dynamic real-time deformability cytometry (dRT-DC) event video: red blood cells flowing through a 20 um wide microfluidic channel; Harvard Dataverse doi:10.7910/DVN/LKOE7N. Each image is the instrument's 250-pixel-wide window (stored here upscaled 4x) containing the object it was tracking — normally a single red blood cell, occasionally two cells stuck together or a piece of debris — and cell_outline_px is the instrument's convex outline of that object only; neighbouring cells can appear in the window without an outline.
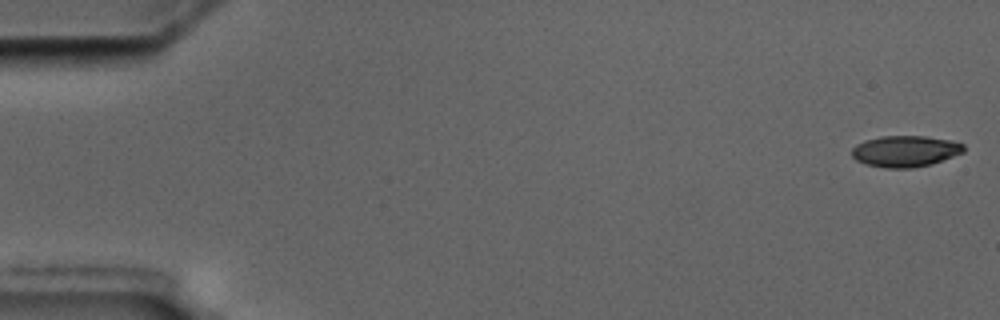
{"species": "common noctule bat (a hibernating species)", "species_latin": "Nyctalus noctula", "temperature_condition": "cold", "stored_images_in_passage": 6, "camera_frame_rate_fps": 3000, "um_per_image_px": 0.085, "animal": {"sex": "male", "body_mass_g": 17.5, "forearm_length_mm": 52.3}, "frame": {"image": 1, "passage_image": 1, "time_ms": 0.0, "image_size_px": [1000, 320], "cell_outline_px": [[964, 152], [932, 164], [912, 168], [884, 168], [864, 164], [856, 160], [852, 156], [852, 148], [856, 144], [864, 140], [880, 136], [924, 136], [952, 140], [964, 144]], "centroid_in_image_um": [76.93, 12.85], "position_along_channel_um": 8.1, "area_um2": 20.58}}
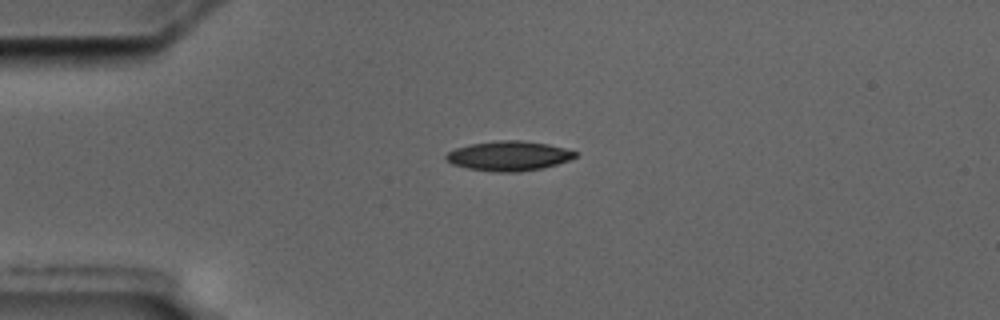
{"frame": {"image": 2, "passage_image": 4, "time_ms": 4.333, "image_size_px": [1000, 320], "cell_outline_px": [[576, 156], [568, 160], [556, 164], [540, 168], [520, 172], [496, 172], [468, 168], [452, 164], [444, 160], [444, 156], [448, 152], [456, 148], [468, 144], [500, 140], [520, 140], [548, 144], [564, 148], [576, 152]], "centroid_in_image_um": [43.19, 13.25], "position_along_channel_um": 41.8, "area_um2": 22.25}}
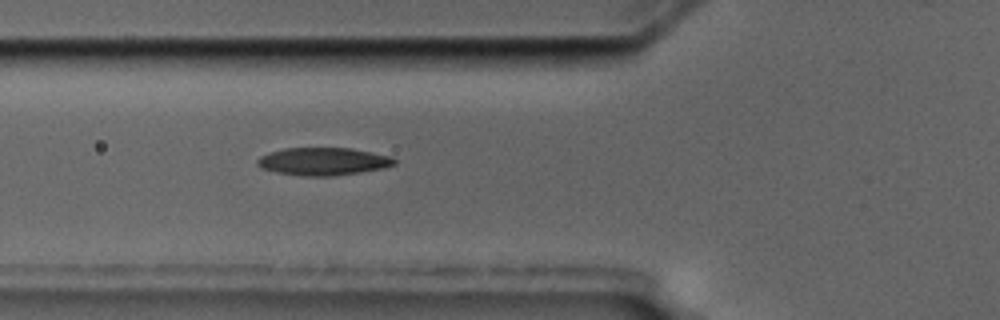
{"frame": {"image": 3, "passage_image": 6, "time_ms": 6.667, "image_size_px": [1000, 320], "cell_outline_px": [[396, 164], [384, 168], [360, 172], [332, 176], [300, 176], [276, 172], [264, 168], [256, 164], [256, 160], [260, 156], [268, 152], [284, 148], [352, 148], [392, 156], [396, 160]], "centroid_in_image_um": [27.48, 13.71], "position_along_channel_um": 98.3, "area_um2": 22.25}}